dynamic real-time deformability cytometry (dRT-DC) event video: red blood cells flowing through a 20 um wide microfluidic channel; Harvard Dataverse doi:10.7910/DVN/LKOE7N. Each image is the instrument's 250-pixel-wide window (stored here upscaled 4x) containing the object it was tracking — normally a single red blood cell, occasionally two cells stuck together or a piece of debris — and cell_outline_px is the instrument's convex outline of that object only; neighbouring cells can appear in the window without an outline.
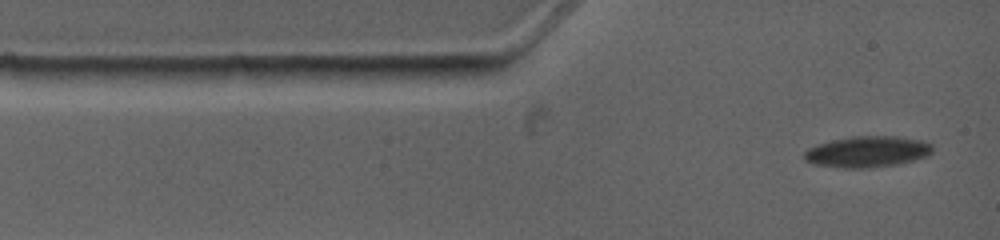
{"species": "common noctule bat (a hibernating species)", "species_latin": "Nyctalus noctula", "temperature_condition": "warm", "stored_images_in_passage": 7, "camera_frame_rate_fps": 4500, "um_per_image_px": 0.085, "animal": {"sex": "female", "body_mass_g": 19.0, "forearm_length_mm": 53.3}, "frame": {"image": 1, "passage_image": 1, "time_ms": 0.0, "image_size_px": [1000, 240], "cell_outline_px": [[932, 152], [928, 156], [896, 164], [868, 168], [844, 168], [816, 164], [804, 160], [804, 152], [808, 148], [816, 144], [832, 140], [852, 136], [896, 136], [924, 140], [932, 144]], "centroid_in_image_um": [73.73, 12.88], "position_along_channel_um": 11.3, "area_um2": 23.29}}
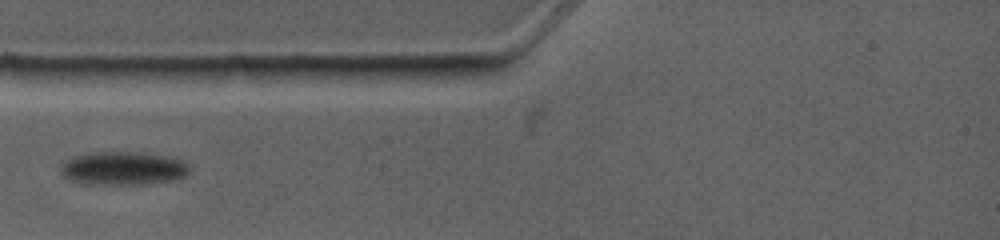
{"frame": {"image": 2, "passage_image": 4, "time_ms": 2.667, "image_size_px": [1000, 240], "cell_outline_px": [[188, 172], [184, 176], [172, 180], [140, 184], [92, 184], [68, 180], [60, 172], [60, 168], [64, 160], [72, 156], [88, 152], [140, 152], [172, 156], [188, 164]], "centroid_in_image_um": [10.41, 14.29], "position_along_channel_um": 74.6, "area_um2": 25.2}}
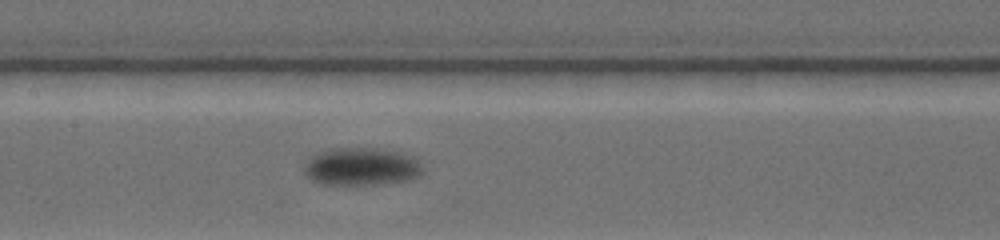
{"frame": {"image": 3, "passage_image": 7, "time_ms": 5.556, "image_size_px": [1000, 240], "cell_outline_px": [[424, 172], [420, 176], [404, 180], [376, 184], [320, 184], [312, 180], [304, 172], [304, 160], [316, 152], [332, 148], [380, 148], [400, 152], [416, 156], [420, 160], [424, 168]], "centroid_in_image_um": [30.73, 14.13], "position_along_channel_um": 176.7, "area_um2": 26.59}}